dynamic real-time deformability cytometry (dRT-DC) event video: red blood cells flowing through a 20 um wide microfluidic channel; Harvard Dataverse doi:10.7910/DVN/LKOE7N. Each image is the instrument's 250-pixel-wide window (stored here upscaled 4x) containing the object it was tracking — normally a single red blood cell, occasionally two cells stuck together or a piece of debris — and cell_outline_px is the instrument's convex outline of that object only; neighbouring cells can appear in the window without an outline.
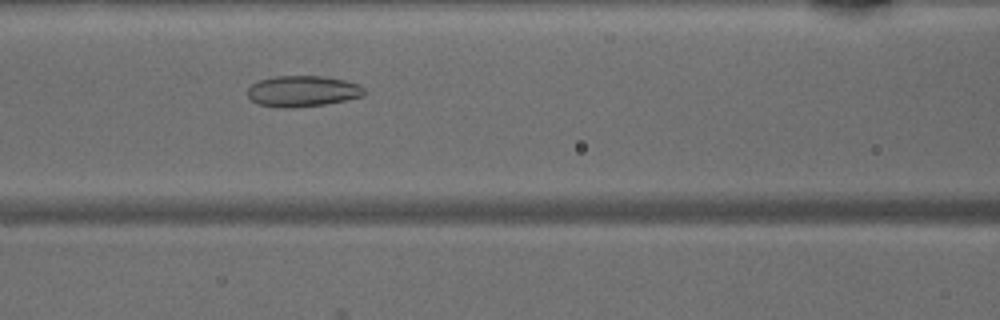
{"species": "common noctule bat (a hibernating species)", "species_latin": "Nyctalus noctula", "temperature_condition": "warm", "stored_images_in_passage": 45, "camera_frame_rate_fps": 3000, "um_per_image_px": 0.085, "animal": {"sex": "male", "body_mass_g": 15.6}, "frame": {"image": 1, "passage_image": 18, "time_ms": 5.667, "image_size_px": [1000, 320], "cell_outline_px": [[364, 96], [324, 104], [292, 108], [260, 104], [252, 100], [248, 96], [248, 88], [252, 84], [260, 80], [272, 76], [320, 76], [344, 80], [360, 84], [364, 88]], "centroid_in_image_um": [25.74, 7.74], "position_along_channel_um": 140.9, "area_um2": 20.81}}
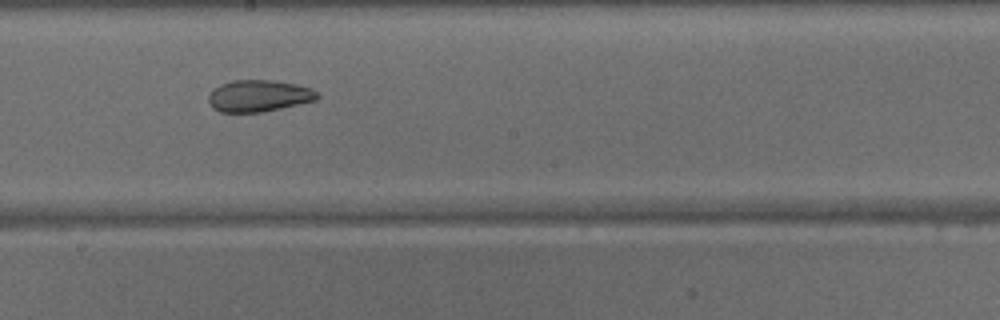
{"frame": {"image": 2, "passage_image": 24, "time_ms": 7.667, "image_size_px": [1000, 320], "cell_outline_px": [[320, 96], [316, 100], [264, 112], [220, 112], [212, 108], [208, 100], [208, 96], [212, 88], [220, 84], [232, 80], [268, 80], [296, 84], [312, 88]], "centroid_in_image_um": [21.96, 8.15], "position_along_channel_um": 226.2, "area_um2": 20.23}}
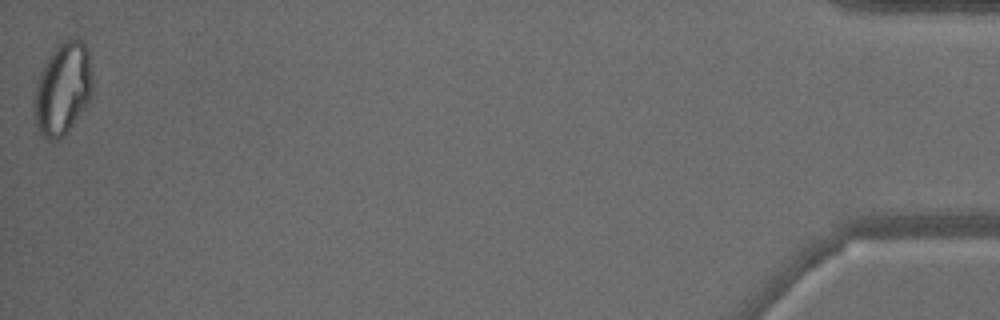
{"frame": {"image": 3, "passage_image": 45, "time_ms": 14.667, "image_size_px": [1000, 320], "cell_outline_px": [[92, 96], [68, 132], [60, 140], [48, 140], [36, 128], [32, 108], [36, 84], [40, 72], [48, 56], [56, 44], [72, 36], [84, 40], [88, 48], [92, 72]], "centroid_in_image_um": [5.33, 7.51], "position_along_channel_um": 429.9, "area_um2": 32.25}}